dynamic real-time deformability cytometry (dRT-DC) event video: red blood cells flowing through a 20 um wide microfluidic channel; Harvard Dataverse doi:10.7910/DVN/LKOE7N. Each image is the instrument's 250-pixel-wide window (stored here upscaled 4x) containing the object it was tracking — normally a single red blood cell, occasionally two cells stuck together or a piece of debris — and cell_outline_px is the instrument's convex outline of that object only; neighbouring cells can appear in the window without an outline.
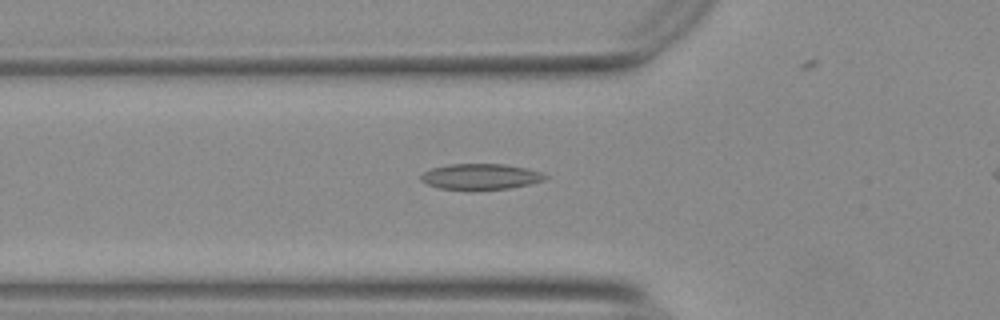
{"species": "Egyptian fruit bat (a non-hibernating species)", "species_latin": "Rousettus aegyptiacus", "temperature_condition": "warm", "stored_images_in_passage": 30, "camera_frame_rate_fps": 3000, "um_per_image_px": 0.085, "animal": {"sex": "female"}, "frame": {"image": 1, "passage_image": 7, "time_ms": 2.0, "image_size_px": [1000, 320], "cell_outline_px": [[548, 176], [544, 180], [528, 184], [508, 188], [472, 192], [440, 188], [428, 184], [420, 180], [420, 176], [424, 172], [432, 168], [448, 164], [504, 164], [524, 168], [540, 172]], "centroid_in_image_um": [40.8, 15.04], "position_along_channel_um": 85.0, "area_um2": 18.96}}
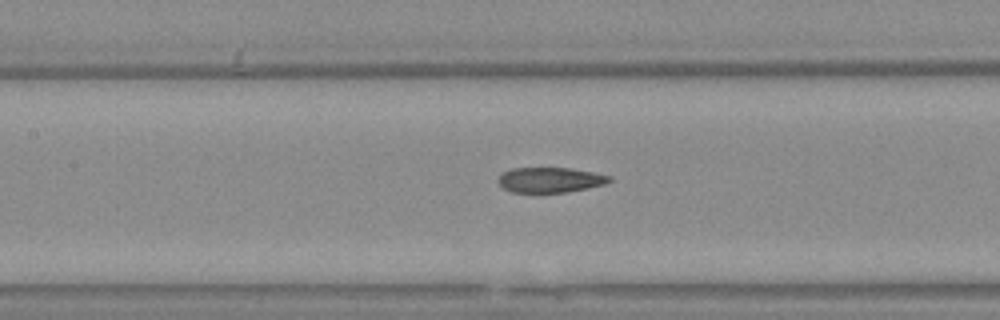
{"frame": {"image": 2, "passage_image": 13, "time_ms": 4.0, "image_size_px": [1000, 320], "cell_outline_px": [[612, 180], [604, 184], [564, 192], [512, 192], [504, 188], [496, 180], [504, 172], [512, 168], [572, 168], [612, 176]], "centroid_in_image_um": [46.75, 15.28], "position_along_channel_um": 160.6, "area_um2": 16.07}}
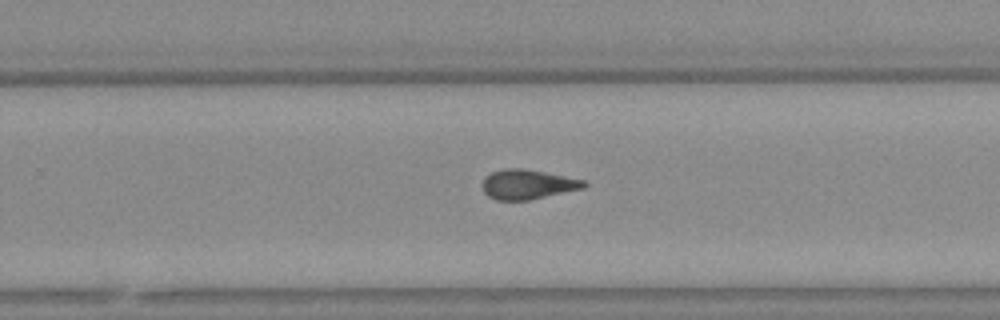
{"frame": {"image": 3, "passage_image": 23, "time_ms": 7.333, "image_size_px": [1000, 320], "cell_outline_px": [[588, 184], [584, 188], [528, 200], [496, 200], [488, 196], [484, 192], [484, 180], [492, 172], [504, 168], [524, 168], [584, 180]], "centroid_in_image_um": [44.87, 15.67], "position_along_channel_um": 284.9, "area_um2": 17.28}, "authors_computed_cell_mechanics": {"area_um2": 17.4556, "velocity_mm_per_s": 3.7421, "shape_relaxation_time_tau1_ms": null, "shape_relaxation_time_tau2_ms": 3.3622, "deformation_change_tau1": null, "deformation_change_tau2": 0.1299}}